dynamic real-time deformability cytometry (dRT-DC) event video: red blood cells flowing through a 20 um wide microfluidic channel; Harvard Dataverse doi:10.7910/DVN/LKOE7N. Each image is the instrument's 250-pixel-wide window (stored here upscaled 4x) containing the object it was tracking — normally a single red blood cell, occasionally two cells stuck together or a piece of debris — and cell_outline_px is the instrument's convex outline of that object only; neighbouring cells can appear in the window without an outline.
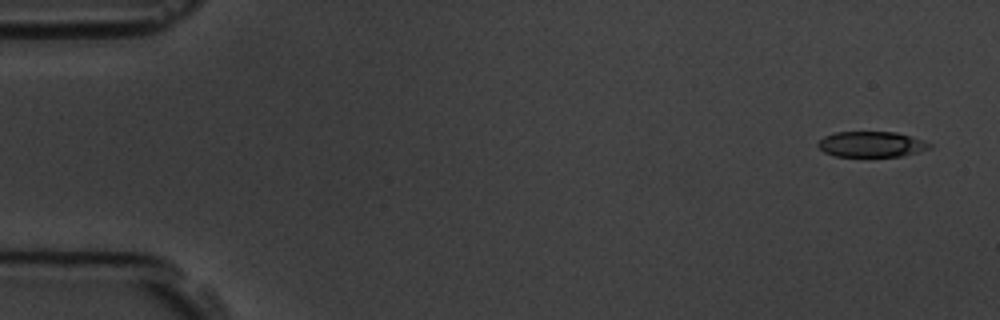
{"species": "common noctule bat (a hibernating species)", "species_latin": "Nyctalus noctula", "temperature_condition": "room temperature", "stored_images_in_passage": 5, "camera_frame_rate_fps": 3000, "um_per_image_px": 0.085, "animal": {"sex": "male", "body_mass_g": 19.5, "forearm_length_mm": 54.6}, "frame": {"image": 1, "passage_image": 1, "time_ms": 0.0, "image_size_px": [1000, 320], "cell_outline_px": [[932, 148], [920, 152], [900, 156], [832, 156], [824, 152], [816, 144], [824, 136], [836, 132], [896, 132], [932, 144]], "centroid_in_image_um": [74.05, 12.27], "position_along_channel_um": 10.9, "area_um2": 16.53}}
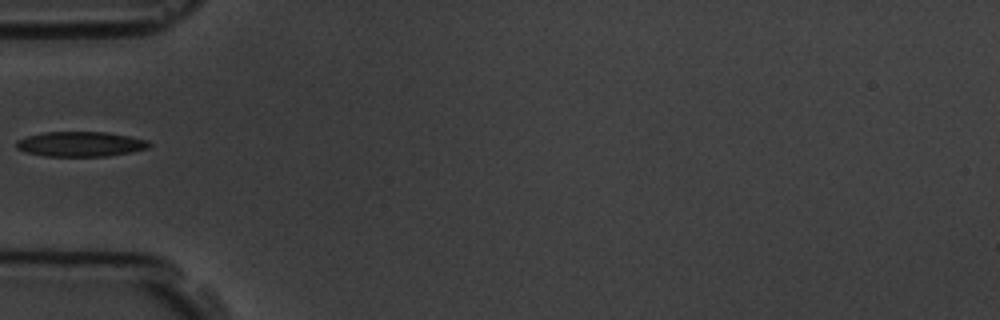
{"frame": {"image": 2, "passage_image": 5, "time_ms": 5.333, "image_size_px": [1000, 320], "cell_outline_px": [[152, 144], [148, 148], [108, 156], [44, 156], [24, 152], [16, 148], [16, 140], [28, 136], [44, 132], [108, 132], [148, 140]], "centroid_in_image_um": [6.82, 12.24], "position_along_channel_um": 78.2, "area_um2": 19.31}}